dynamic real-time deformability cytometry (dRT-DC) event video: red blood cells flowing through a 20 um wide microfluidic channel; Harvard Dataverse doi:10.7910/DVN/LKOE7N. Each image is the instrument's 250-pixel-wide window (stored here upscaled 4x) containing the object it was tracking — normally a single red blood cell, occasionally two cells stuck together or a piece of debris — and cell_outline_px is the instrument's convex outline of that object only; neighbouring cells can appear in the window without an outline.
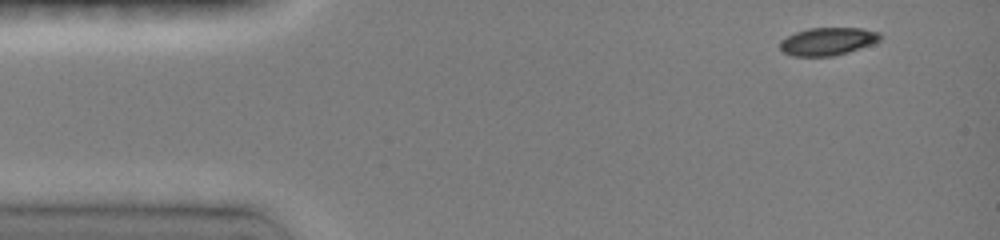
{"species": "common noctule bat (a hibernating species)", "species_latin": "Nyctalus noctula", "temperature_condition": "room temperature", "stored_images_in_passage": 5, "camera_frame_rate_fps": 3000, "um_per_image_px": 0.085, "animal": {"sex": "female", "body_mass_g": 19.0, "forearm_length_mm": 51.5}, "frame": {"image": 1, "passage_image": 1, "time_ms": 0.0, "image_size_px": [1000, 240], "cell_outline_px": [[880, 40], [872, 44], [848, 52], [832, 56], [792, 56], [784, 52], [780, 48], [780, 40], [796, 32], [808, 28], [860, 28], [880, 32]], "centroid_in_image_um": [70.35, 3.51], "position_along_channel_um": 14.7, "area_um2": 16.13}}
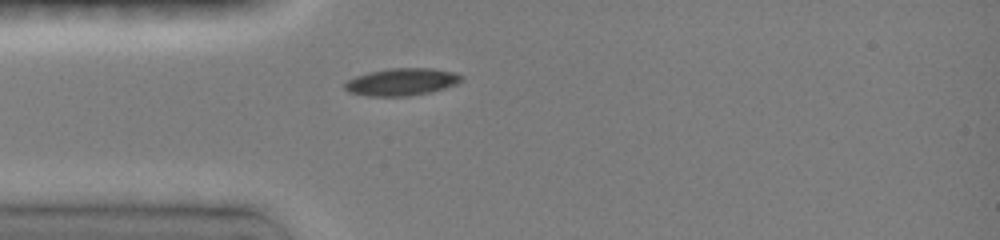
{"frame": {"image": 2, "passage_image": 5, "time_ms": 3.0, "image_size_px": [1000, 240], "cell_outline_px": [[464, 80], [456, 84], [432, 92], [408, 96], [368, 96], [348, 92], [344, 88], [344, 84], [348, 80], [356, 76], [368, 72], [388, 68], [432, 68], [456, 72], [464, 76]], "centroid_in_image_um": [34.17, 6.95], "position_along_channel_um": 50.8, "area_um2": 18.79}}